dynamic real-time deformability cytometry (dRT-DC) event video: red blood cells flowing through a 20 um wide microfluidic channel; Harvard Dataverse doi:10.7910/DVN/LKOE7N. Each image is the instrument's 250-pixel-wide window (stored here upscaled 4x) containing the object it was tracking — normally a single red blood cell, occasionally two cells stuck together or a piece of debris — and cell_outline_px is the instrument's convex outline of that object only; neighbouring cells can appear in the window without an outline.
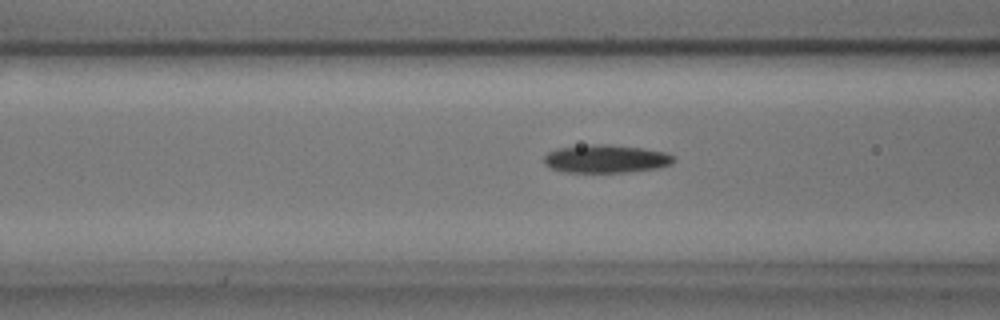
{"species": "common noctule bat (a hibernating species)", "species_latin": "Nyctalus noctula", "temperature_condition": "cold", "stored_images_in_passage": 13, "camera_frame_rate_fps": 3000, "um_per_image_px": 0.085, "animal": {"sex": "male", "body_mass_g": 17.9, "forearm_length_mm": 54.2}, "frame": {"image": 1, "passage_image": 10, "time_ms": 3.0, "image_size_px": [1000, 320], "cell_outline_px": [[676, 160], [672, 164], [656, 168], [624, 172], [560, 172], [544, 164], [544, 156], [548, 152], [556, 148], [592, 144], [608, 144], [644, 148], [664, 152], [676, 156]], "centroid_in_image_um": [51.5, 13.49], "position_along_channel_um": 115.1, "area_um2": 21.39}}